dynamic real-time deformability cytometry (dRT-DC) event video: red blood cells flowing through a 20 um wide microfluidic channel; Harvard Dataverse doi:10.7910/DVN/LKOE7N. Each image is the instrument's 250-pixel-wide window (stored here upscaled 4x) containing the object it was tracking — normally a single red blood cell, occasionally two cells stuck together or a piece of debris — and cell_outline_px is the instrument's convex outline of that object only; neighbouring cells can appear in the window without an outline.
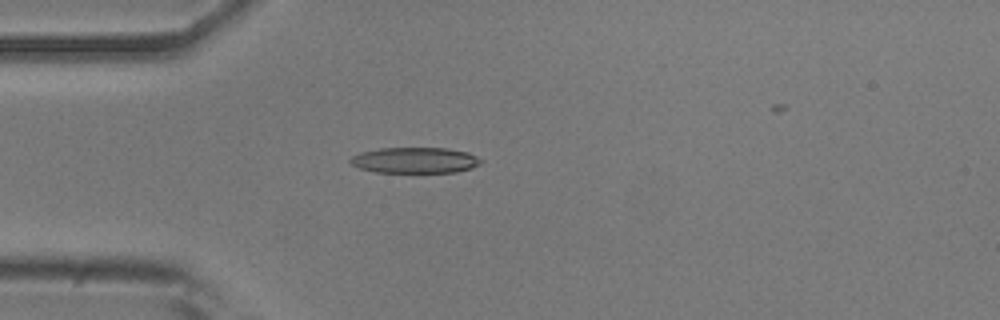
{"species": "common noctule bat (a hibernating species)", "species_latin": "Nyctalus noctula", "temperature_condition": "room temperature", "stored_images_in_passage": 44, "camera_frame_rate_fps": 3000, "um_per_image_px": 0.085, "animal": {"sex": "male", "body_mass_g": 20.5, "forearm_length_mm": 52.5}, "frame": {"image": 1, "passage_image": 9, "time_ms": 2.667, "image_size_px": [1000, 320], "cell_outline_px": [[484, 160], [480, 164], [472, 168], [456, 172], [376, 172], [360, 168], [352, 164], [348, 160], [352, 156], [360, 152], [380, 148], [444, 148], [468, 152]], "centroid_in_image_um": [35.28, 13.62], "position_along_channel_um": 49.7, "area_um2": 19.65}}
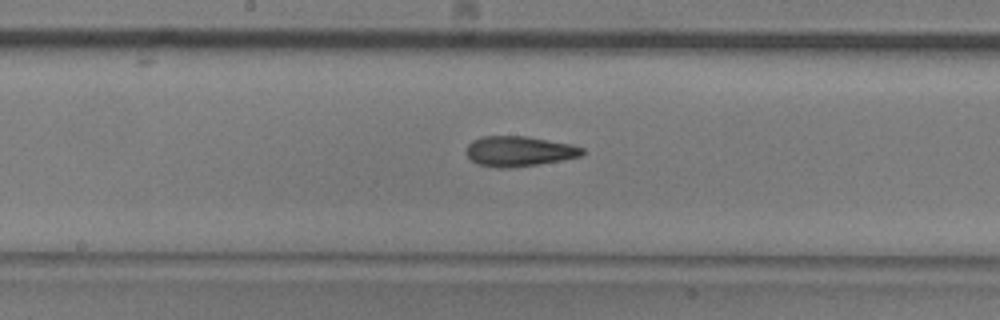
{"frame": {"image": 2, "passage_image": 22, "time_ms": 7.0, "image_size_px": [1000, 320], "cell_outline_px": [[584, 152], [580, 156], [560, 160], [512, 168], [500, 168], [480, 164], [472, 160], [468, 156], [468, 144], [472, 140], [480, 136], [528, 136], [572, 144], [584, 148]], "centroid_in_image_um": [44.14, 12.84], "position_along_channel_um": 204.1, "area_um2": 20.23}}
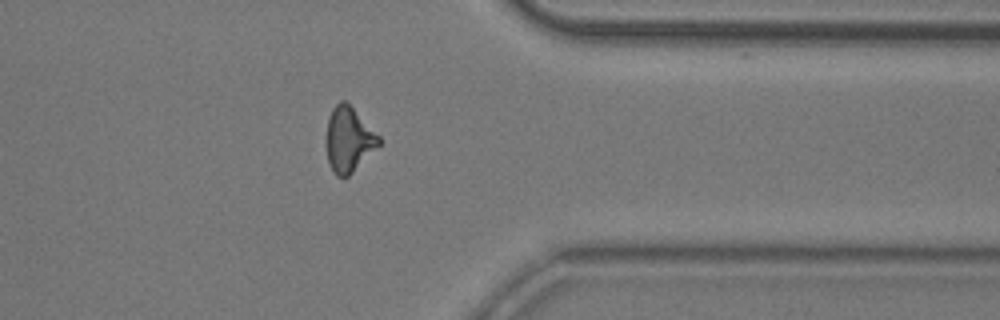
{"frame": {"image": 3, "passage_image": 37, "time_ms": 12.0, "image_size_px": [1000, 320], "cell_outline_px": [[380, 144], [348, 176], [336, 176], [332, 172], [328, 164], [328, 120], [332, 108], [340, 100], [344, 100], [380, 136]], "centroid_in_image_um": [29.64, 11.87], "position_along_channel_um": 381.8, "area_um2": 19.25}}